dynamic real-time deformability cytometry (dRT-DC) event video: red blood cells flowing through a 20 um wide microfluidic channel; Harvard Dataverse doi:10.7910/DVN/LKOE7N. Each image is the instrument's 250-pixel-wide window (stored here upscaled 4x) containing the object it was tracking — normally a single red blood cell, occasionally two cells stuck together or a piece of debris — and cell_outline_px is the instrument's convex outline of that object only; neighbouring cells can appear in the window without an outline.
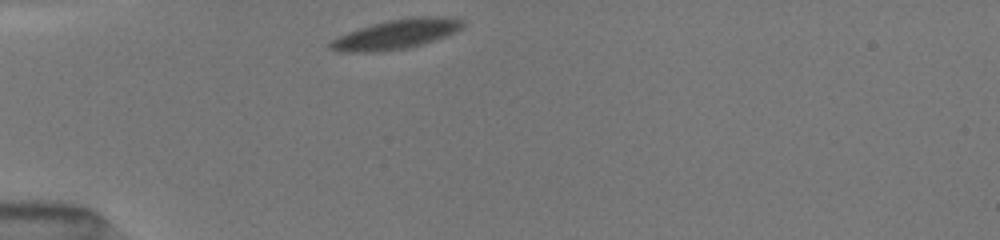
{"species": "common noctule bat (a hibernating species)", "species_latin": "Nyctalus noctula", "temperature_condition": "room temperature", "stored_images_in_passage": 40, "camera_frame_rate_fps": 3000, "um_per_image_px": 0.085, "animal": {"sex": "female", "body_mass_g": 19.5, "forearm_length_mm": 54.1}, "frame": {"image": 1, "passage_image": 1, "time_ms": 0.0, "image_size_px": [1000, 240], "cell_outline_px": [[464, 24], [456, 32], [420, 44], [404, 48], [380, 52], [340, 52], [328, 48], [328, 44], [332, 40], [348, 32], [360, 28], [388, 20], [424, 16], [436, 16], [464, 20]], "centroid_in_image_um": [33.63, 2.92], "position_along_channel_um": 51.4, "area_um2": 22.31}}
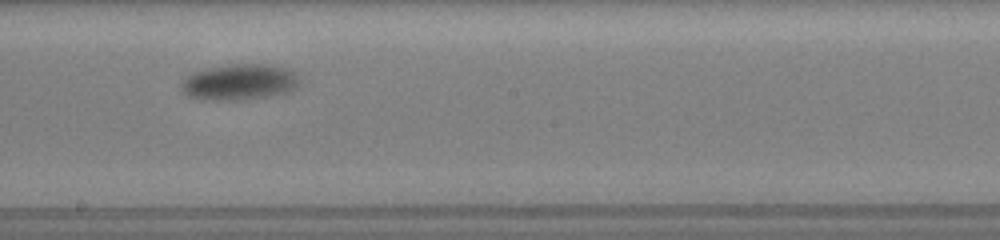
{"frame": {"image": 2, "passage_image": 17, "time_ms": 5.333, "image_size_px": [1000, 240], "cell_outline_px": [[296, 84], [288, 92], [268, 96], [240, 100], [204, 100], [188, 96], [180, 88], [180, 84], [192, 72], [212, 68], [236, 64], [276, 64], [292, 72], [296, 76]], "centroid_in_image_um": [20.29, 6.99], "position_along_channel_um": 227.9, "area_um2": 24.33}}
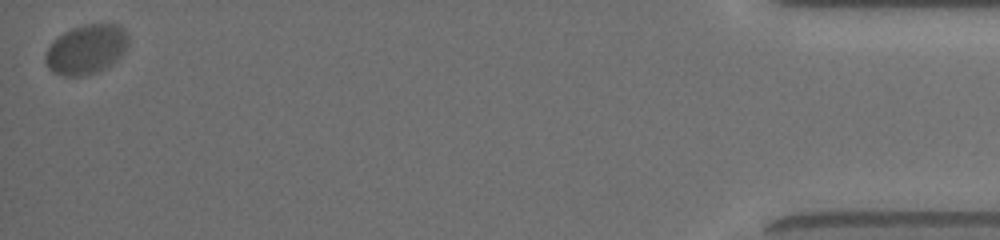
{"frame": {"image": 3, "passage_image": 40, "time_ms": 13.0, "image_size_px": [1000, 240], "cell_outline_px": [[128, 48], [112, 64], [96, 72], [80, 76], [60, 76], [52, 72], [48, 68], [44, 60], [44, 56], [48, 48], [64, 32], [72, 28], [84, 24], [116, 24], [124, 28], [128, 36]], "centroid_in_image_um": [7.34, 4.2], "position_along_channel_um": 427.9, "area_um2": 23.93}, "authors_computed_cell_mechanics": {"area_um2": 23.3512, "velocity_mm_per_s": 3.6922, "shape_relaxation_time_tau1_ms": 2.6657, "shape_relaxation_time_tau2_ms": null, "deformation_change_tau1": 0.1107, "deformation_change_tau2": null}}